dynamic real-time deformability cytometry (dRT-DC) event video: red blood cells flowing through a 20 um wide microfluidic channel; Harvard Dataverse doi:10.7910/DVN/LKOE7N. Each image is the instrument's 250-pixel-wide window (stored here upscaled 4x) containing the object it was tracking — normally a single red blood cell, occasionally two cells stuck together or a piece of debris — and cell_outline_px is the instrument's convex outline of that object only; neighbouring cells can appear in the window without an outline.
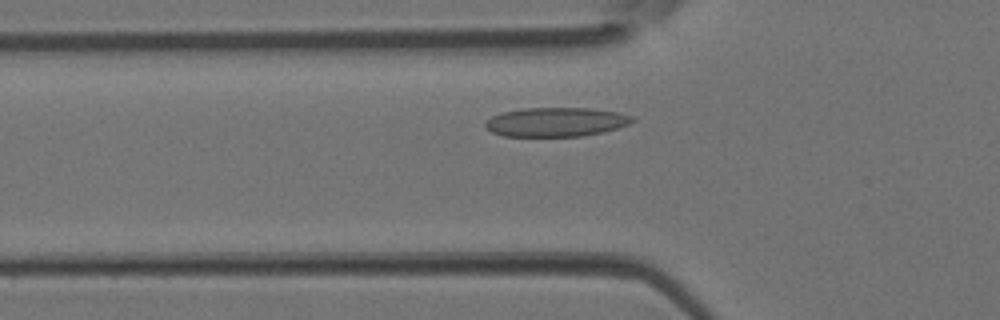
{"species": "Egyptian fruit bat (a non-hibernating species)", "species_latin": "Rousettus aegyptiacus", "temperature_condition": "room temperature", "stored_images_in_passage": 20, "camera_frame_rate_fps": 3000, "um_per_image_px": 0.085, "animal": {"sex": "female"}, "frame": {"image": 1, "passage_image": 3, "time_ms": 0.667, "image_size_px": [1000, 320], "cell_outline_px": [[636, 120], [628, 124], [604, 132], [584, 136], [504, 136], [492, 132], [484, 124], [492, 116], [504, 112], [520, 108], [592, 108], [620, 112], [632, 116]], "centroid_in_image_um": [47.3, 10.36], "position_along_channel_um": 78.5, "area_um2": 24.97}}
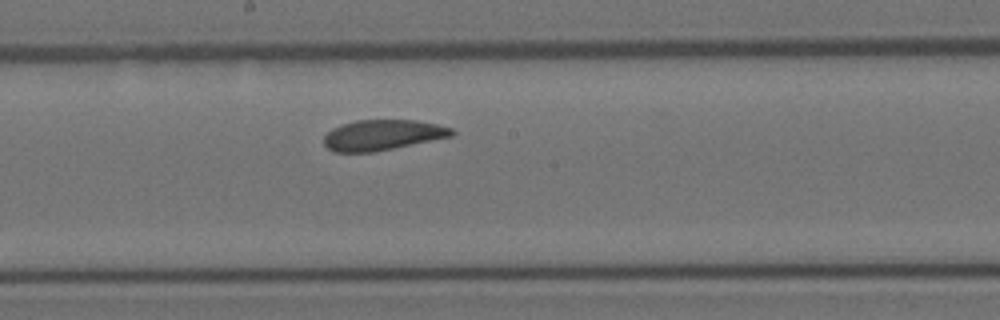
{"frame": {"image": 2, "passage_image": 12, "time_ms": 3.667, "image_size_px": [1000, 320], "cell_outline_px": [[456, 132], [452, 136], [372, 152], [336, 152], [328, 148], [324, 144], [324, 136], [332, 128], [340, 124], [356, 120], [416, 120], [436, 124], [452, 128]], "centroid_in_image_um": [32.49, 11.46], "position_along_channel_um": 215.7, "area_um2": 22.54}}
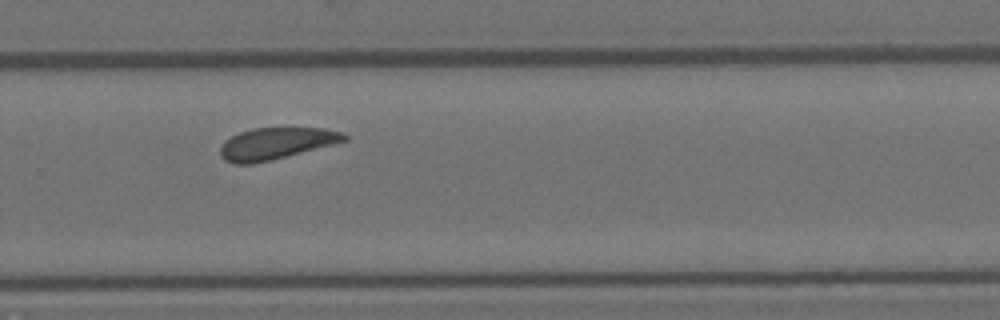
{"frame": {"image": 3, "passage_image": 18, "time_ms": 5.667, "image_size_px": [1000, 320], "cell_outline_px": [[348, 140], [272, 160], [252, 164], [236, 164], [224, 160], [220, 156], [220, 148], [224, 140], [240, 132], [252, 128], [324, 128], [344, 132], [348, 136]], "centroid_in_image_um": [23.46, 12.19], "position_along_channel_um": 306.3, "area_um2": 22.95}}